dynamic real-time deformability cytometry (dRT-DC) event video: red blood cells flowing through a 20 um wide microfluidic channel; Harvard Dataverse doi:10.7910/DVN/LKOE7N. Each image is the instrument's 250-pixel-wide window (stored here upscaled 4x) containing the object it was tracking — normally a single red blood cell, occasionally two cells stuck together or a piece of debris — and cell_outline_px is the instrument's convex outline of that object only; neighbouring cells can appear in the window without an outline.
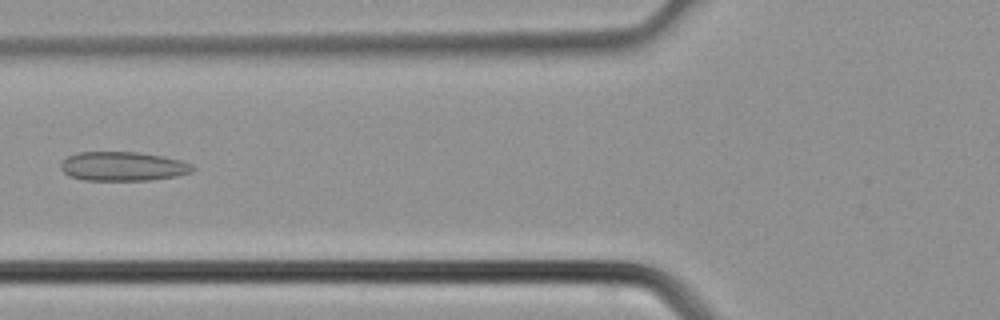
{"species": "common noctule bat (a hibernating species)", "species_latin": "Nyctalus noctula", "temperature_condition": "cold", "stored_images_in_passage": 28, "camera_frame_rate_fps": 3000, "um_per_image_px": 0.085, "animal": {"sex": "male", "body_mass_g": 21.5, "forearm_length_mm": 52.0}, "frame": {"image": 1, "passage_image": 5, "time_ms": 1.333, "image_size_px": [1000, 320], "cell_outline_px": [[196, 168], [192, 172], [176, 176], [152, 180], [84, 180], [68, 176], [60, 168], [60, 164], [68, 156], [76, 152], [136, 152], [164, 156], [180, 160], [192, 164]], "centroid_in_image_um": [10.46, 14.14], "position_along_channel_um": 115.3, "area_um2": 22.54}}
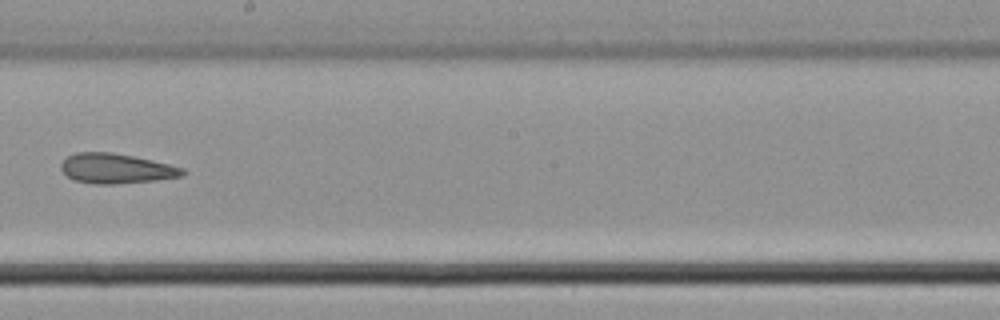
{"frame": {"image": 2, "passage_image": 12, "time_ms": 3.667, "image_size_px": [1000, 320], "cell_outline_px": [[184, 172], [180, 176], [156, 180], [116, 184], [96, 184], [72, 180], [60, 168], [60, 164], [68, 156], [76, 152], [112, 152], [132, 156], [168, 164], [184, 168]], "centroid_in_image_um": [9.82, 14.32], "position_along_channel_um": 238.4, "area_um2": 20.98}}
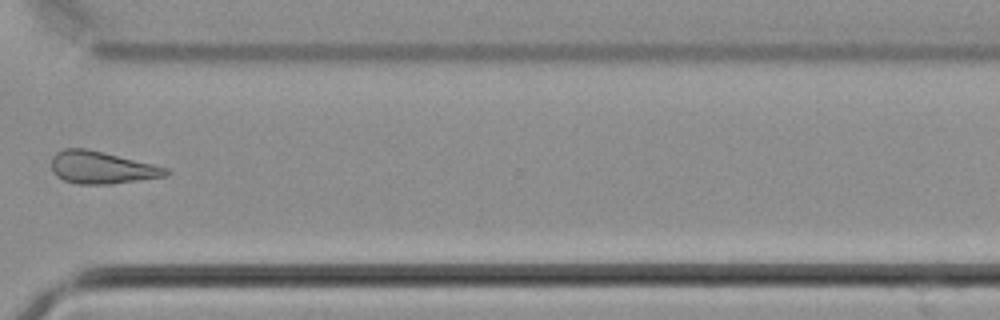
{"frame": {"image": 3, "passage_image": 19, "time_ms": 6.0, "image_size_px": [1000, 320], "cell_outline_px": [[172, 172], [168, 176], [112, 184], [76, 184], [64, 180], [56, 176], [52, 172], [52, 156], [56, 152], [64, 148], [88, 148], [168, 168]], "centroid_in_image_um": [8.64, 14.24], "position_along_channel_um": 362.0, "area_um2": 21.79}}